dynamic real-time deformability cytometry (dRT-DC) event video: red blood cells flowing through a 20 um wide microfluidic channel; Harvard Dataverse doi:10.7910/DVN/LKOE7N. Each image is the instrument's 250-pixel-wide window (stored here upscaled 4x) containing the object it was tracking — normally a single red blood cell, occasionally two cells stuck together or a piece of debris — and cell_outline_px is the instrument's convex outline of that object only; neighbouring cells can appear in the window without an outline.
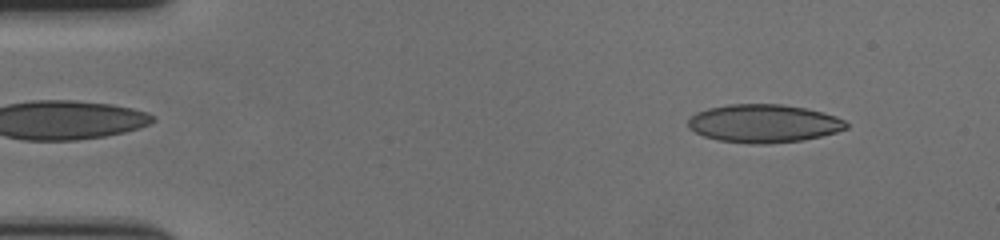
{"species": "human", "species_latin": "Homo sapiens", "temperature_condition": "cold", "stored_images_in_passage": 57, "camera_frame_rate_fps": 3000, "um_per_image_px": 0.085, "donor": {"sex": "female"}, "frame": {"image": 1, "passage_image": 6, "time_ms": 1.667, "image_size_px": [1000, 240], "cell_outline_px": [[848, 128], [836, 132], [820, 136], [800, 140], [768, 144], [752, 144], [720, 140], [704, 136], [688, 128], [688, 120], [696, 112], [708, 108], [728, 104], [780, 104], [804, 108], [836, 116], [844, 120], [848, 124]], "centroid_in_image_um": [64.9, 10.49], "position_along_channel_um": 20.1, "area_um2": 34.97}}
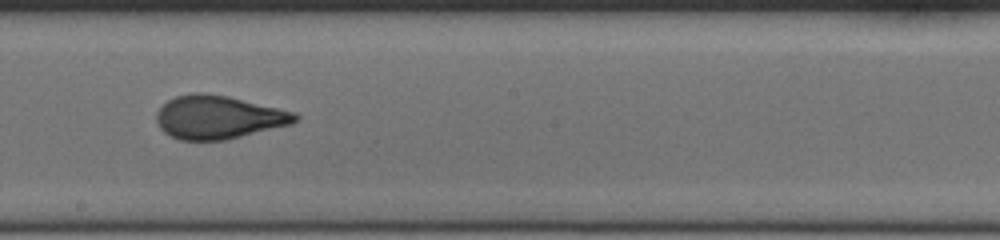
{"frame": {"image": 2, "passage_image": 32, "time_ms": 10.333, "image_size_px": [1000, 240], "cell_outline_px": [[300, 116], [292, 124], [224, 140], [180, 140], [164, 132], [160, 128], [156, 120], [156, 112], [168, 100], [176, 96], [192, 92], [204, 92], [228, 96], [296, 112]], "centroid_in_image_um": [18.56, 9.95], "position_along_channel_um": 229.6, "area_um2": 34.97}}
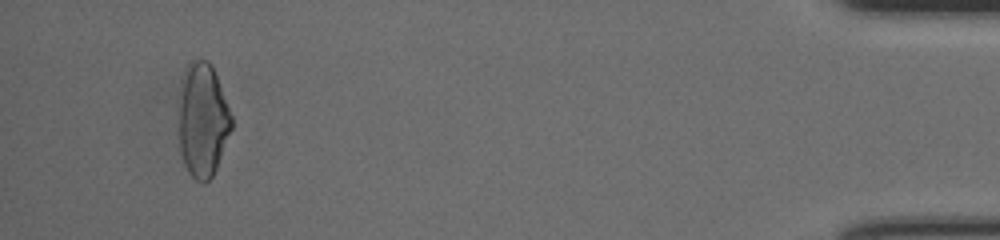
{"frame": {"image": 3, "passage_image": 54, "time_ms": 17.667, "image_size_px": [1000, 240], "cell_outline_px": [[232, 128], [216, 168], [212, 176], [204, 184], [196, 180], [188, 172], [184, 164], [180, 152], [180, 104], [184, 72], [188, 64], [192, 60], [208, 60], [212, 64], [232, 116]], "centroid_in_image_um": [17.25, 10.23], "position_along_channel_um": 418.0, "area_um2": 34.56}, "authors_computed_cell_mechanics": {"area_um2": 34.5644, "velocity_mm_per_s": 3.565, "shape_relaxation_time_tau1_ms": 8.4222, "shape_relaxation_time_tau2_ms": 0.8576, "deformation_change_tau1": 0.2311, "deformation_change_tau2": 0.0748}}